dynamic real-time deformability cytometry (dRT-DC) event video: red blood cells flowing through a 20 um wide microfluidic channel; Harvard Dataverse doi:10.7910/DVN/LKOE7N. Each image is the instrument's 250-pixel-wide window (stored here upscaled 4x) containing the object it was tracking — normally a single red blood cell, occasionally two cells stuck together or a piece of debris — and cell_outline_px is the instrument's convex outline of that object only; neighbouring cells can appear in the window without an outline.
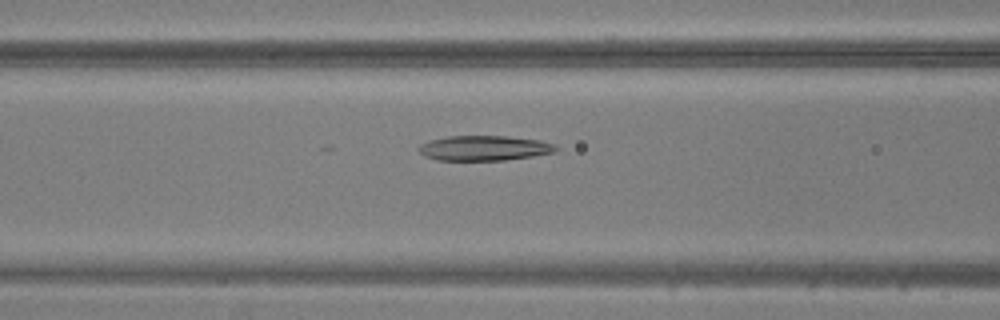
{"species": "common noctule bat (a hibernating species)", "species_latin": "Nyctalus noctula", "temperature_condition": "warm", "stored_images_in_passage": 50, "camera_frame_rate_fps": 3000, "um_per_image_px": 0.085, "animal": {"sex": "male", "body_mass_g": 20.5, "forearm_length_mm": 52.5}, "frame": {"image": 1, "passage_image": 20, "time_ms": 6.333, "image_size_px": [1000, 320], "cell_outline_px": [[560, 148], [556, 152], [532, 156], [504, 160], [436, 160], [424, 156], [416, 148], [420, 144], [432, 140], [448, 136], [508, 136], [540, 140], [556, 144]], "centroid_in_image_um": [41.19, 12.59], "position_along_channel_um": 125.4, "area_um2": 20.11}}
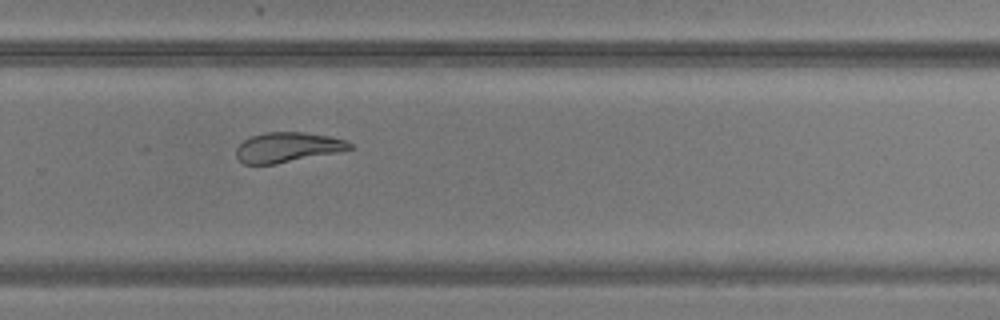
{"frame": {"image": 2, "passage_image": 33, "time_ms": 10.667, "image_size_px": [1000, 320], "cell_outline_px": [[356, 148], [276, 164], [244, 164], [236, 156], [236, 148], [244, 140], [252, 136], [264, 132], [304, 132], [328, 136], [344, 140], [352, 144]], "centroid_in_image_um": [24.43, 12.52], "position_along_channel_um": 305.4, "area_um2": 19.65}}
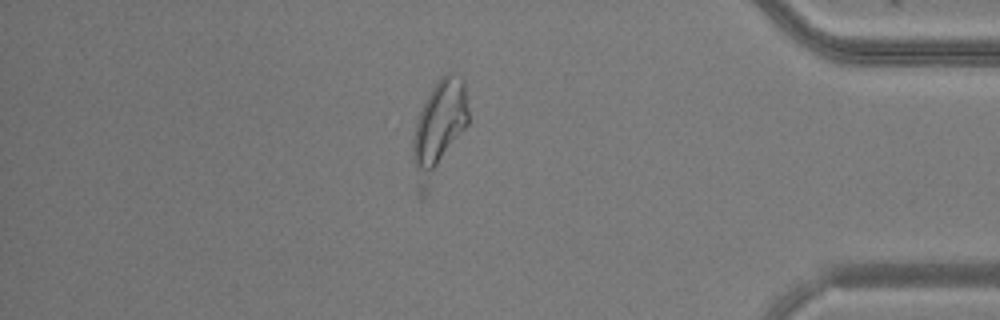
{"frame": {"image": 3, "passage_image": 42, "time_ms": 13.667, "image_size_px": [1000, 320], "cell_outline_px": [[468, 124], [428, 192], [420, 200], [416, 188], [412, 156], [412, 140], [416, 120], [432, 88], [440, 76], [448, 72], [452, 72], [460, 76], [464, 80], [468, 108]], "centroid_in_image_um": [37.28, 11.0], "position_along_channel_um": 397.9, "area_um2": 31.44}}